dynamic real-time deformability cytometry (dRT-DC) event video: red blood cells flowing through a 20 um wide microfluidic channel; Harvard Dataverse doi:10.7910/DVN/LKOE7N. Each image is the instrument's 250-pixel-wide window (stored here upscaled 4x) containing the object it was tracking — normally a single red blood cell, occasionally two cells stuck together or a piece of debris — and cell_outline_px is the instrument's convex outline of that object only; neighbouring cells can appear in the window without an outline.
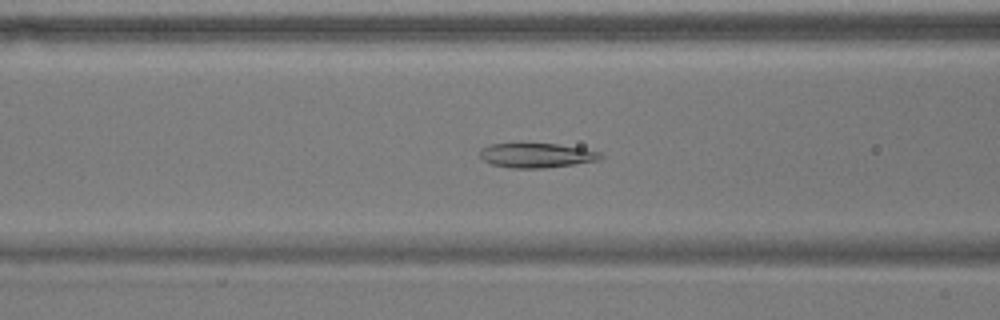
{"species": "common noctule bat (a hibernating species)", "species_latin": "Nyctalus noctula", "temperature_condition": "warm", "stored_images_in_passage": 43, "camera_frame_rate_fps": 3000, "um_per_image_px": 0.085, "animal": {"sex": "male", "body_mass_g": 17.9}, "frame": {"image": 1, "passage_image": 9, "time_ms": 2.667, "image_size_px": [1000, 320], "cell_outline_px": [[604, 156], [600, 160], [544, 168], [512, 168], [492, 164], [484, 160], [480, 156], [480, 148], [488, 144], [556, 144], [580, 148], [600, 152]], "centroid_in_image_um": [45.59, 13.21], "position_along_channel_um": 121.0, "area_um2": 17.05}}
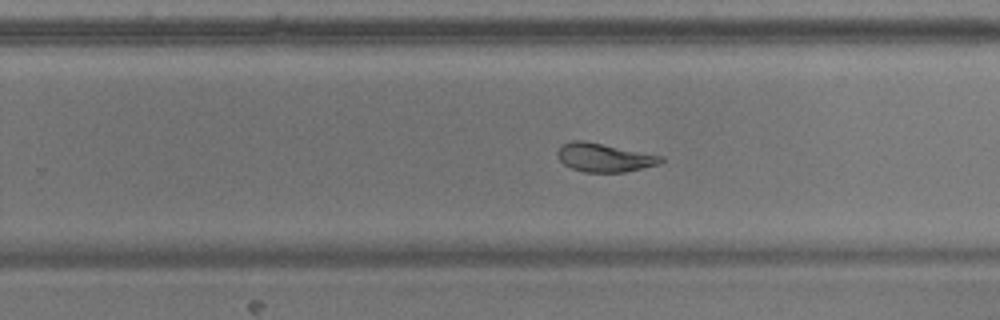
{"frame": {"image": 2, "passage_image": 22, "time_ms": 7.0, "image_size_px": [1000, 320], "cell_outline_px": [[664, 160], [656, 164], [624, 172], [584, 172], [572, 168], [564, 164], [556, 156], [556, 152], [564, 144], [572, 140], [584, 140], [664, 156]], "centroid_in_image_um": [51.33, 13.38], "position_along_channel_um": 278.5, "area_um2": 17.05}}
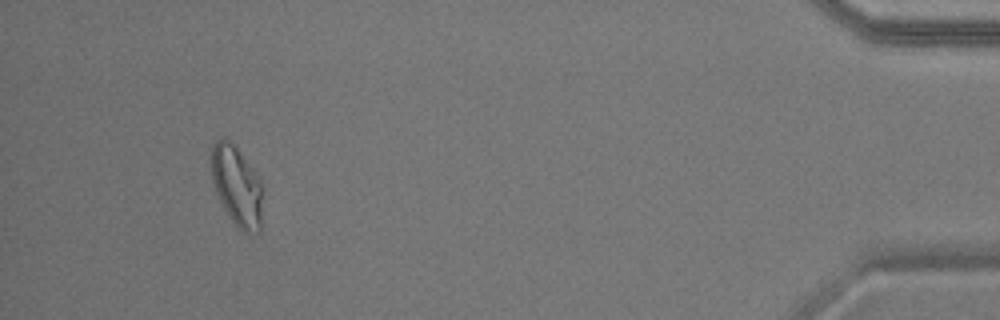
{"frame": {"image": 3, "passage_image": 39, "time_ms": 12.667, "image_size_px": [1000, 320], "cell_outline_px": [[264, 196], [260, 232], [240, 232], [224, 208], [216, 192], [212, 180], [212, 148], [216, 140], [224, 136], [236, 148], [252, 168], [260, 184]], "centroid_in_image_um": [20.15, 15.86], "position_along_channel_um": 415.0, "area_um2": 23.7}, "authors_computed_cell_mechanics": {"area_um2": 19.0162, "velocity_mm_per_s": 3.637, "shape_relaxation_time_tau1_ms": null, "shape_relaxation_time_tau2_ms": 2.703, "deformation_change_tau1": null, "deformation_change_tau2": 0.0779}}